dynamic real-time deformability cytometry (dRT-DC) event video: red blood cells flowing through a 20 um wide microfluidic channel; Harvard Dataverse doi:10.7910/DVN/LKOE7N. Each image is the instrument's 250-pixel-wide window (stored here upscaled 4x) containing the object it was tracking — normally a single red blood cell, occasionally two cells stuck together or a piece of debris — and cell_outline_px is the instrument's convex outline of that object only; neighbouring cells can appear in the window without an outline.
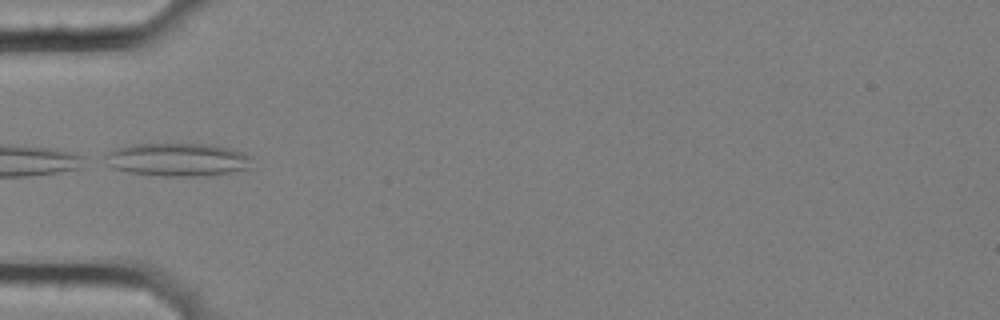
{"species": "common noctule bat (a hibernating species)", "species_latin": "Nyctalus noctula", "temperature_condition": "cold", "stored_images_in_passage": 6, "camera_frame_rate_fps": 3000, "um_per_image_px": 0.085, "animal": {"sex": "female", "body_mass_g": 25.1}, "frame": {"image": 1, "passage_image": 2, "time_ms": 0.333, "image_size_px": [1000, 320], "cell_outline_px": [[252, 156], [248, 168], [232, 172], [212, 176], [164, 176], [128, 172], [112, 168], [104, 156], [108, 152], [116, 148], [132, 144], [204, 144], [232, 148], [244, 152]], "centroid_in_image_um": [15.12, 13.57], "position_along_channel_um": 69.9, "area_um2": 28.44}}
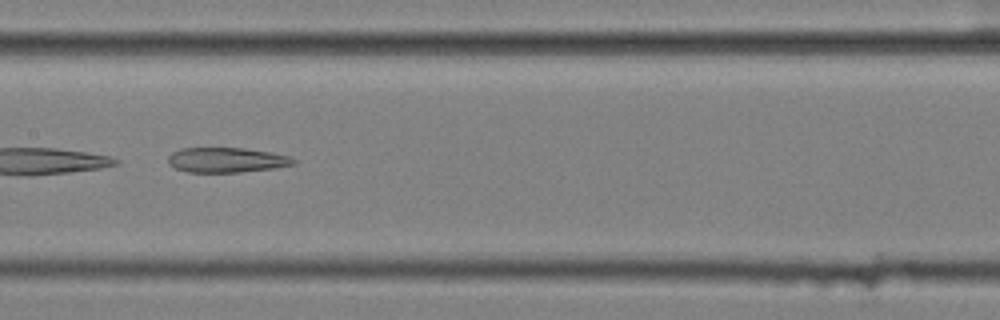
{"frame": {"image": 2, "passage_image": 5, "time_ms": 1.333, "image_size_px": [1000, 320], "cell_outline_px": [[296, 164], [276, 168], [240, 172], [188, 172], [176, 168], [168, 164], [168, 156], [172, 152], [180, 148], [244, 148], [272, 152], [288, 156], [296, 160]], "centroid_in_image_um": [19.26, 13.6], "position_along_channel_um": 188.1, "area_um2": 18.32}}
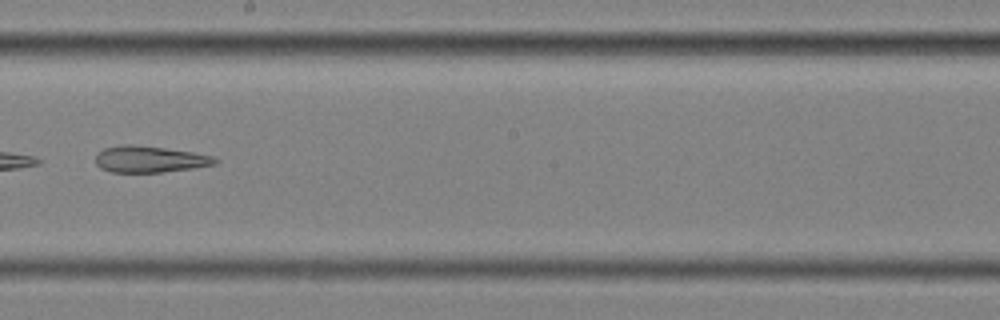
{"frame": {"image": 3, "passage_image": 6, "time_ms": 1.667, "image_size_px": [1000, 320], "cell_outline_px": [[220, 160], [216, 164], [192, 168], [160, 172], [112, 172], [100, 168], [96, 164], [96, 152], [104, 148], [120, 144], [132, 144], [164, 148], [192, 152], [212, 156]], "centroid_in_image_um": [12.68, 13.52], "position_along_channel_um": 235.5, "area_um2": 18.44}}